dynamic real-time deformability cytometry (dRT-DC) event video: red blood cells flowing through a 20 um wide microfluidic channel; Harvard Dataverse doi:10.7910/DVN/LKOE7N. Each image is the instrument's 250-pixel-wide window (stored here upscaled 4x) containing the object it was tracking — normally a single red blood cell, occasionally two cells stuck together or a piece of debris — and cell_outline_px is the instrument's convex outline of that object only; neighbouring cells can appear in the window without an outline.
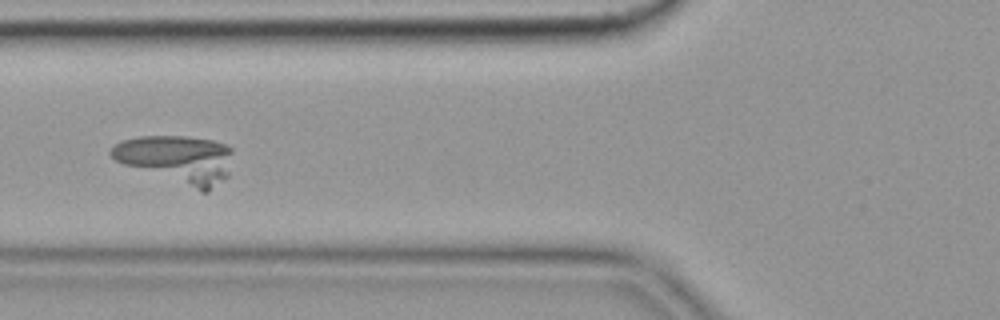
{"species": "common noctule bat (a hibernating species)", "species_latin": "Nyctalus noctula", "temperature_condition": "cold", "stored_images_in_passage": 50, "camera_frame_rate_fps": 3000, "um_per_image_px": 0.085, "animal": {"sex": "female", "body_mass_g": 19.9}, "frame": {"image": 1, "passage_image": 15, "time_ms": 4.667, "image_size_px": [1000, 320], "cell_outline_px": [[232, 152], [228, 176], [208, 192], [200, 192], [124, 164], [116, 160], [108, 152], [116, 144], [124, 140], [140, 136], [184, 136], [212, 140], [224, 144], [232, 148]], "centroid_in_image_um": [15.09, 13.55], "position_along_channel_um": 110.7, "area_um2": 33.93}}